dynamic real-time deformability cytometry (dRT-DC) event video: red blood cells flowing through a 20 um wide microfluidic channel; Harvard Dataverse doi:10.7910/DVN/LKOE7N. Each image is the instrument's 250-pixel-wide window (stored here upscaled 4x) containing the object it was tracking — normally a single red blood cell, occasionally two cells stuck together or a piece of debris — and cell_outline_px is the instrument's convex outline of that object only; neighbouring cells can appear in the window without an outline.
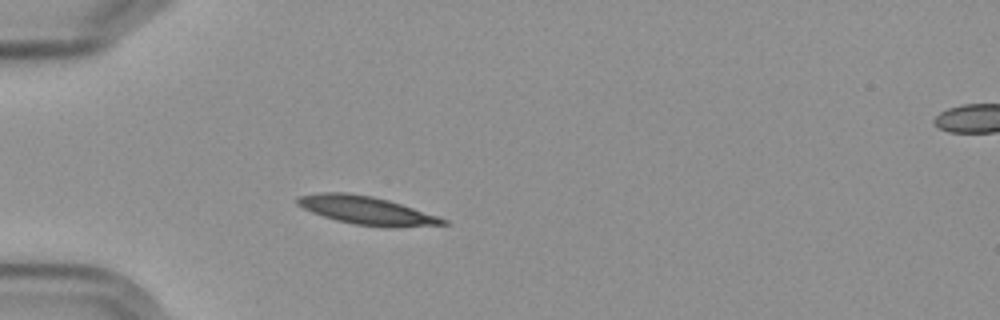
{"species": "Egyptian fruit bat (a non-hibernating species)", "species_latin": "Rousettus aegyptiacus", "temperature_condition": "cold", "stored_images_in_passage": 3, "segment_of_instrument_passage": [1, 2], "camera_frame_rate_fps": 3000, "um_per_image_px": 0.085, "frame": {"image": 1, "passage_image": 2, "time_ms": 2.0, "image_size_px": [1000, 320], "cell_outline_px": [[448, 224], [396, 228], [384, 228], [352, 224], [336, 220], [312, 212], [296, 204], [296, 196], [320, 192], [344, 192], [372, 196], [388, 200], [448, 220]], "centroid_in_image_um": [31.12, 17.89], "position_along_channel_um": 53.9, "area_um2": 23.99}}